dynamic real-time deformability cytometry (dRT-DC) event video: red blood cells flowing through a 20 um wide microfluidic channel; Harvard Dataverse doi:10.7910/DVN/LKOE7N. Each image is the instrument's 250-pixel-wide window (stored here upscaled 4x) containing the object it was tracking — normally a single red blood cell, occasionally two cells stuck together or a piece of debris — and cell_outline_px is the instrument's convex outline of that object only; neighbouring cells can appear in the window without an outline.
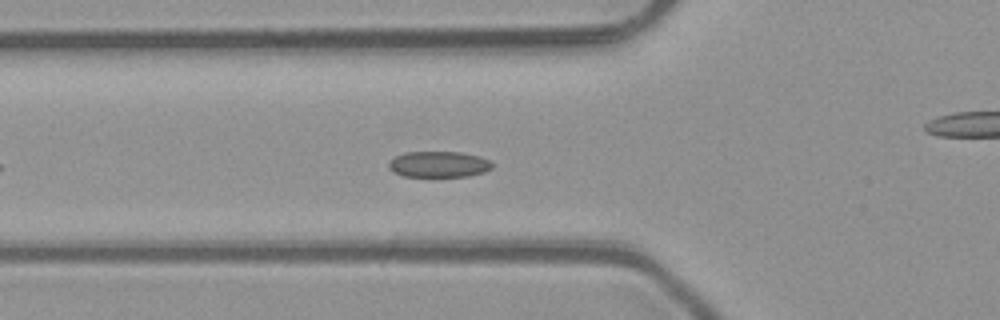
{"species": "common noctule bat (a hibernating species)", "species_latin": "Nyctalus noctula", "temperature_condition": "room temperature", "stored_images_in_passage": 27, "camera_frame_rate_fps": 3000, "um_per_image_px": 0.085, "animal": {"sex": "male", "body_mass_g": 23.1, "forearm_length_mm": 52.7}, "frame": {"image": 1, "passage_image": 8, "time_ms": 2.333, "image_size_px": [1000, 320], "cell_outline_px": [[492, 168], [484, 172], [468, 176], [404, 176], [392, 172], [388, 168], [388, 164], [396, 156], [404, 152], [460, 152], [480, 156], [488, 160], [492, 164]], "centroid_in_image_um": [37.28, 13.96], "position_along_channel_um": 88.5, "area_um2": 15.61}}
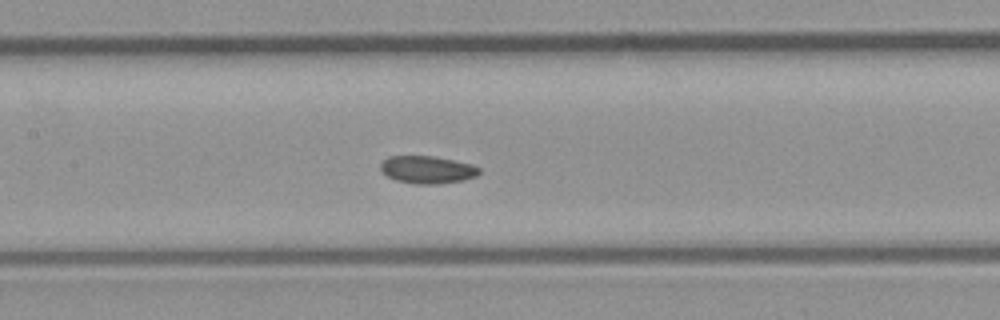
{"frame": {"image": 2, "passage_image": 14, "time_ms": 4.333, "image_size_px": [1000, 320], "cell_outline_px": [[480, 172], [476, 176], [464, 180], [440, 184], [416, 184], [396, 180], [388, 176], [380, 168], [380, 164], [388, 156], [432, 156], [472, 164], [480, 168]], "centroid_in_image_um": [36.34, 14.43], "position_along_channel_um": 171.1, "area_um2": 15.78}}
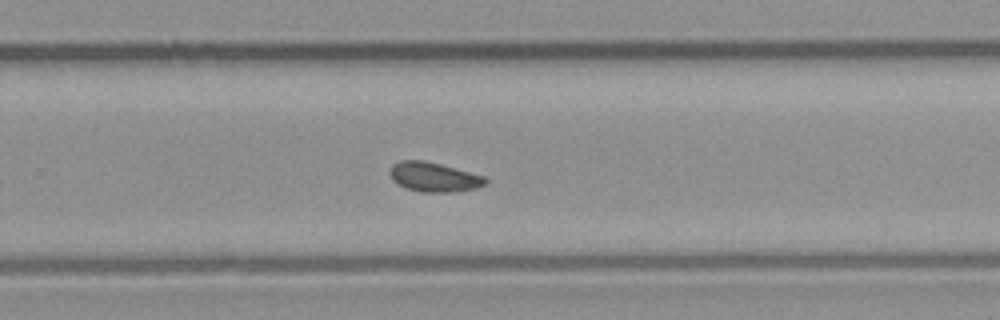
{"frame": {"image": 3, "passage_image": 23, "time_ms": 7.333, "image_size_px": [1000, 320], "cell_outline_px": [[488, 184], [476, 188], [452, 192], [420, 192], [408, 188], [392, 180], [388, 172], [392, 164], [400, 160], [424, 160], [440, 164], [484, 176], [488, 180]], "centroid_in_image_um": [36.87, 15.04], "position_along_channel_um": 292.9, "area_um2": 16.42}}